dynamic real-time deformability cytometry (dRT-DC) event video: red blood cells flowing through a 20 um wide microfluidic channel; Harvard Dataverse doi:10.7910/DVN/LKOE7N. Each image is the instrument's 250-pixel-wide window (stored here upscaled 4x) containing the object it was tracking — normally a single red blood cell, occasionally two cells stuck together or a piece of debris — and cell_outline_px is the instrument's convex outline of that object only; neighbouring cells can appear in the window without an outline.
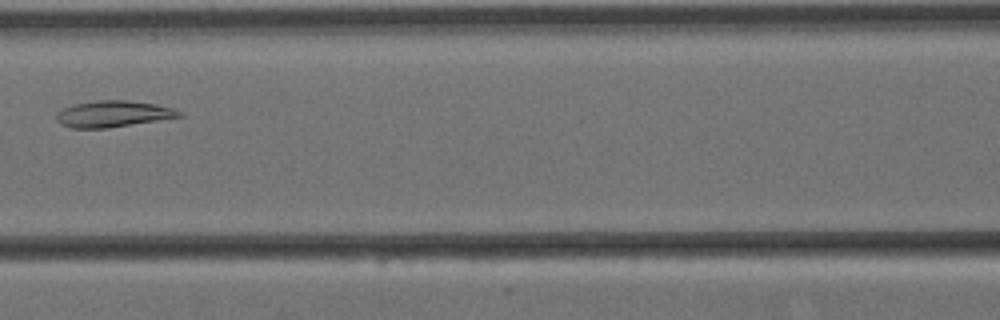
{"species": "Egyptian fruit bat (a non-hibernating species)", "species_latin": "Rousettus aegyptiacus", "temperature_condition": "cold", "stored_images_in_passage": 8, "camera_frame_rate_fps": 3000, "um_per_image_px": 0.085, "animal": {"sex": "female"}, "frame": {"image": 1, "passage_image": 5, "time_ms": 1.333, "image_size_px": [1000, 320], "cell_outline_px": [[184, 116], [108, 128], [72, 128], [60, 124], [56, 120], [56, 112], [72, 104], [96, 100], [128, 100], [156, 104], [172, 108], [180, 112]], "centroid_in_image_um": [9.57, 9.68], "position_along_channel_um": 157.0, "area_um2": 18.9}}
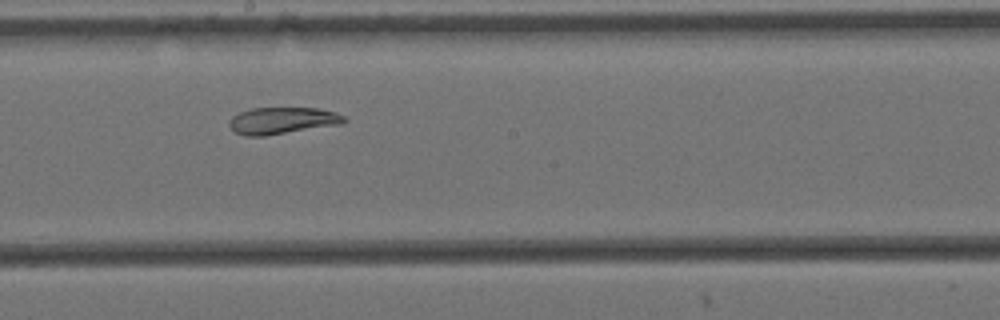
{"frame": {"image": 2, "passage_image": 7, "time_ms": 2.0, "image_size_px": [1000, 320], "cell_outline_px": [[348, 120], [344, 124], [264, 136], [244, 136], [236, 132], [228, 124], [228, 120], [232, 116], [240, 112], [252, 108], [320, 108], [344, 116]], "centroid_in_image_um": [24.0, 10.25], "position_along_channel_um": 224.2, "area_um2": 18.03}}
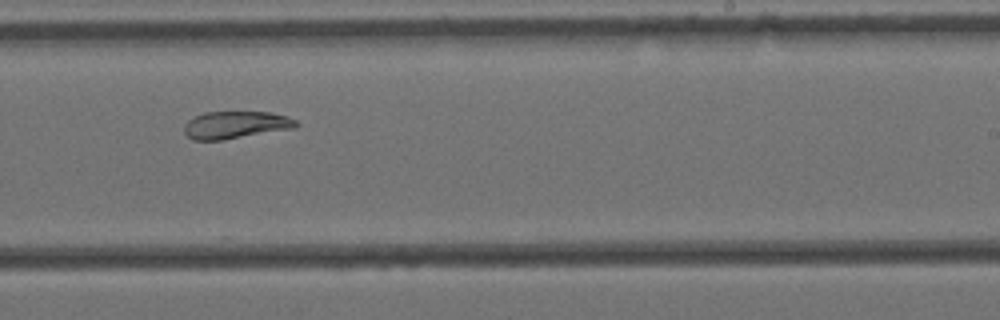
{"frame": {"image": 3, "passage_image": 8, "time_ms": 2.333, "image_size_px": [1000, 320], "cell_outline_px": [[300, 124], [296, 128], [224, 140], [192, 140], [184, 132], [184, 124], [188, 120], [204, 112], [268, 112], [284, 116], [296, 120]], "centroid_in_image_um": [20.03, 10.63], "position_along_channel_um": 269.0, "area_um2": 17.92}}